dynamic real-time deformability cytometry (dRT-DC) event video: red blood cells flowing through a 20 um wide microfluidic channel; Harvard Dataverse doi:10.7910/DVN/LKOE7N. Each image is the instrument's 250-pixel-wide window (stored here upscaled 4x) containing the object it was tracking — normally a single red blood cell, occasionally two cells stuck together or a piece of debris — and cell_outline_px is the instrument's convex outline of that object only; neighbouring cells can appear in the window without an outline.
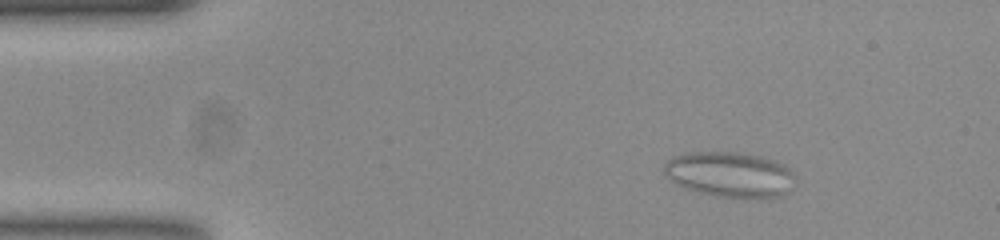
{"species": "common noctule bat (a hibernating species)", "species_latin": "Nyctalus noctula", "temperature_condition": "room temperature", "stored_images_in_passage": 56, "camera_frame_rate_fps": 3000, "um_per_image_px": 0.085, "animal": {"sex": "female", "body_mass_g": 23.0, "forearm_length_mm": 53.4}, "frame": {"image": 1, "passage_image": 7, "time_ms": 2.0, "image_size_px": [1000, 240], "cell_outline_px": [[788, 172], [784, 192], [780, 196], [720, 196], [688, 188], [672, 180], [664, 172], [664, 164], [668, 160], [676, 156], [696, 152], [732, 152], [760, 156], [784, 164], [788, 168]], "centroid_in_image_um": [61.91, 14.78], "position_along_channel_um": 23.1, "area_um2": 32.37}}
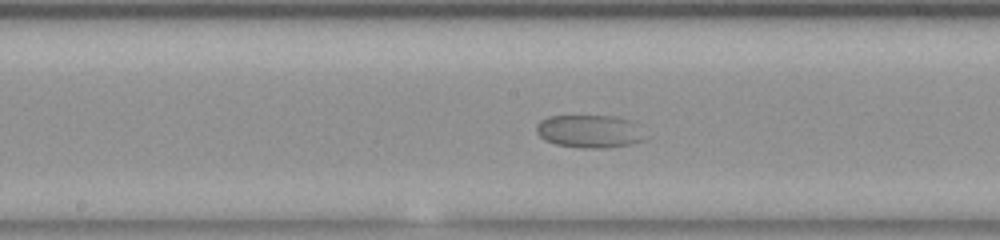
{"frame": {"image": 2, "passage_image": 28, "time_ms": 9.0, "image_size_px": [1000, 240], "cell_outline_px": [[640, 140], [632, 144], [608, 148], [580, 148], [556, 144], [544, 140], [536, 132], [536, 124], [540, 120], [548, 116], [616, 116], [628, 120]], "centroid_in_image_um": [49.91, 11.17], "position_along_channel_um": 198.3, "area_um2": 20.11}}
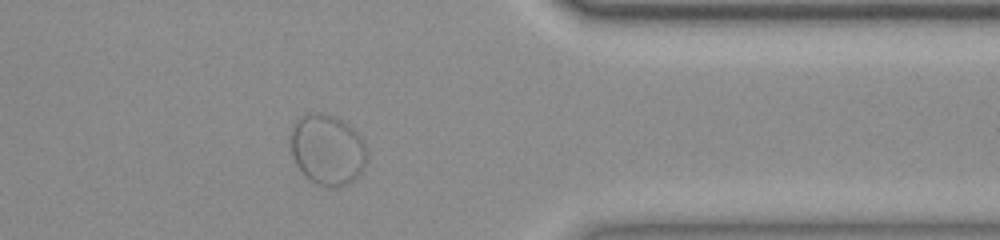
{"frame": {"image": 3, "passage_image": 45, "time_ms": 14.667, "image_size_px": [1000, 240], "cell_outline_px": [[368, 152], [364, 168], [348, 184], [336, 188], [316, 184], [304, 176], [296, 164], [292, 156], [292, 128], [296, 120], [304, 112], [324, 112], [340, 120], [356, 132], [364, 140]], "centroid_in_image_um": [27.82, 12.72], "position_along_channel_um": 383.6, "area_um2": 31.5}}